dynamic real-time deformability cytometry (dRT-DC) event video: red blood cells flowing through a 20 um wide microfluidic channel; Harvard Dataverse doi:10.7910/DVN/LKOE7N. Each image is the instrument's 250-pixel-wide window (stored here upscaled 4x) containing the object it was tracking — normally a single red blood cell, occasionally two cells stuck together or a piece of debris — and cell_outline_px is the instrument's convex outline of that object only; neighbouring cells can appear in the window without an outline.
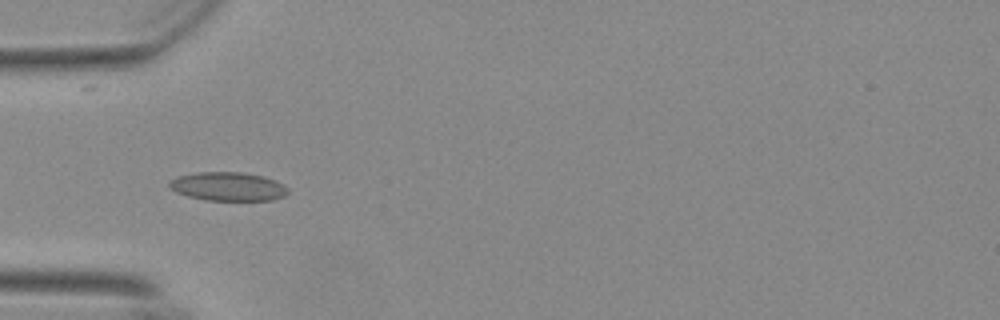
{"species": "Egyptian fruit bat (a non-hibernating species)", "species_latin": "Rousettus aegyptiacus", "temperature_condition": "warm", "stored_images_in_passage": 23, "camera_frame_rate_fps": 3000, "um_per_image_px": 0.085, "animal": {"sex": "female"}, "frame": {"image": 1, "passage_image": 4, "time_ms": 1.0, "image_size_px": [1000, 320], "cell_outline_px": [[288, 192], [284, 196], [272, 200], [204, 200], [188, 196], [176, 192], [168, 188], [168, 184], [176, 176], [200, 172], [240, 172], [260, 176], [284, 184], [288, 188]], "centroid_in_image_um": [19.35, 15.86], "position_along_channel_um": 65.7, "area_um2": 19.71}}
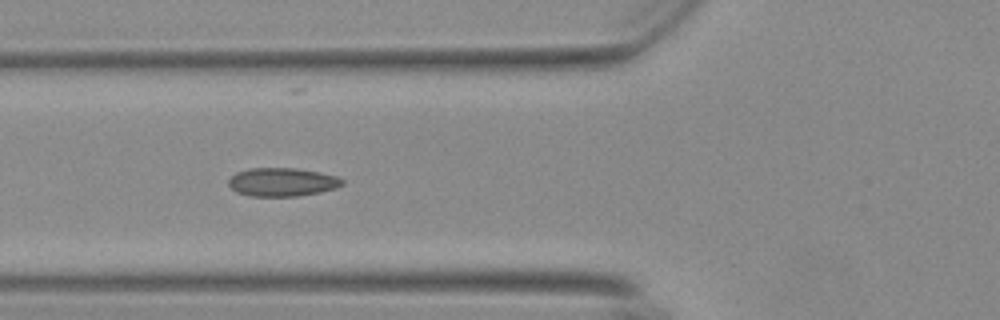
{"frame": {"image": 2, "passage_image": 7, "time_ms": 2.0, "image_size_px": [1000, 320], "cell_outline_px": [[344, 184], [336, 188], [320, 192], [296, 196], [252, 196], [236, 192], [228, 184], [228, 180], [236, 172], [248, 168], [296, 168], [320, 172], [336, 176], [344, 180]], "centroid_in_image_um": [23.99, 15.47], "position_along_channel_um": 101.8, "area_um2": 18.9}}
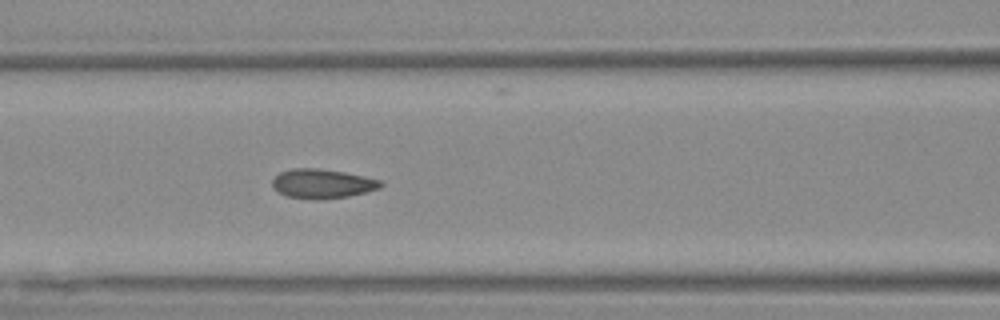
{"frame": {"image": 3, "passage_image": 10, "time_ms": 3.0, "image_size_px": [1000, 320], "cell_outline_px": [[384, 184], [380, 188], [348, 196], [320, 200], [316, 200], [288, 196], [280, 192], [272, 184], [272, 180], [280, 172], [292, 168], [316, 168], [344, 172], [380, 180]], "centroid_in_image_um": [27.4, 15.61], "position_along_channel_um": 139.2, "area_um2": 18.26}}